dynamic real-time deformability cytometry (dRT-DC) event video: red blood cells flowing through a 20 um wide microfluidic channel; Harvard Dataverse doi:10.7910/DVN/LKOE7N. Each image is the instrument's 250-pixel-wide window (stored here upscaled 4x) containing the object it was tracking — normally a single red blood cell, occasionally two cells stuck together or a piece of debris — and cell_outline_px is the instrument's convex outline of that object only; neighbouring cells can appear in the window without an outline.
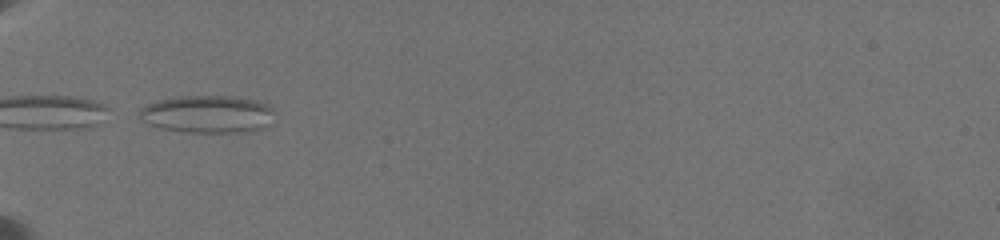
{"species": "common noctule bat (a hibernating species)", "species_latin": "Nyctalus noctula", "temperature_condition": "warm", "stored_images_in_passage": 7, "camera_frame_rate_fps": 3000, "um_per_image_px": 0.085, "animal": {"sex": "female", "body_mass_g": 19.5, "forearm_length_mm": 54.1}, "frame": {"image": 1, "passage_image": 1, "time_ms": 0.0, "image_size_px": [1000, 240], "cell_outline_px": [[276, 112], [268, 124], [260, 128], [244, 132], [184, 132], [160, 128], [148, 124], [140, 120], [140, 108], [148, 104], [160, 100], [180, 96], [232, 96], [252, 100], [268, 104]], "centroid_in_image_um": [17.63, 9.7], "position_along_channel_um": 67.4, "area_um2": 29.48}}